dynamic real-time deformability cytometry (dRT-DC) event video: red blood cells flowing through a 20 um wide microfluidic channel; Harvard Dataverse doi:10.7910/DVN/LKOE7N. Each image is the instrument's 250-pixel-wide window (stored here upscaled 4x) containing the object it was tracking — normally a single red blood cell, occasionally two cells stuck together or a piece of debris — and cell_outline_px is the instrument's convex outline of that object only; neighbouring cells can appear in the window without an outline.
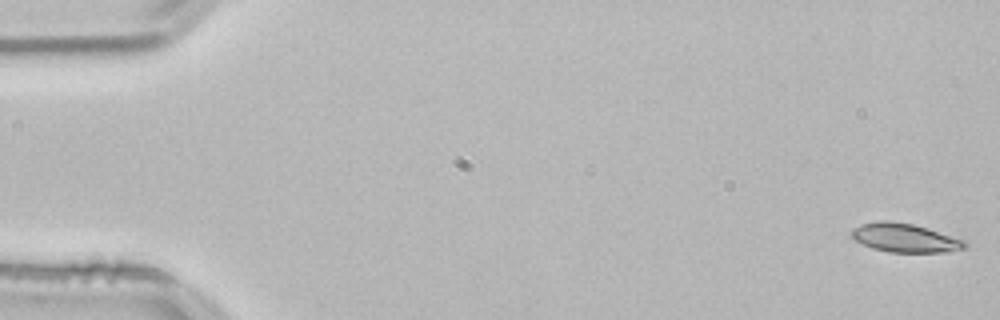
{"species": "common noctule bat (a hibernating species)", "species_latin": "Nyctalus noctula", "temperature_condition": "room temperature", "stored_images_in_passage": 53, "camera_frame_rate_fps": 3000, "um_per_image_px": 0.085, "animal": {"sex": "male", "body_mass_g": 21.5, "forearm_length_mm": 52.0}, "frame": {"image": 1, "passage_image": 1, "time_ms": 0.0, "image_size_px": [1000, 320], "cell_outline_px": [[968, 248], [944, 252], [888, 252], [872, 248], [856, 240], [852, 236], [852, 228], [860, 224], [880, 220], [888, 220], [912, 224], [928, 228], [968, 240]], "centroid_in_image_um": [76.98, 20.21], "position_along_channel_um": 8.0, "area_um2": 19.19}}
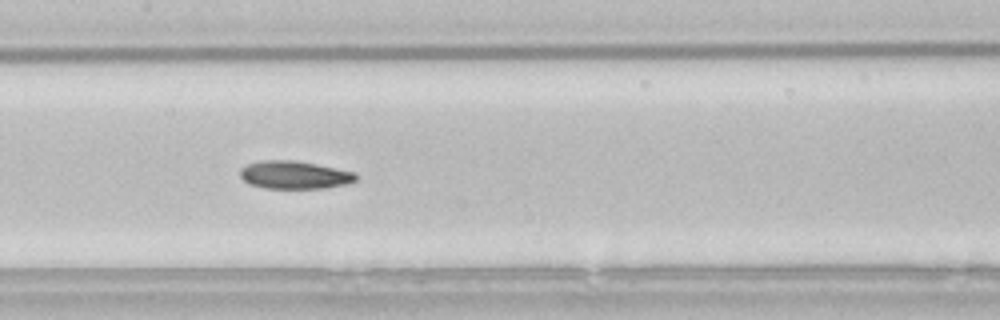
{"frame": {"image": 2, "passage_image": 26, "time_ms": 8.333, "image_size_px": [1000, 320], "cell_outline_px": [[356, 180], [348, 184], [324, 188], [264, 188], [248, 184], [240, 176], [240, 168], [248, 164], [260, 160], [296, 160], [356, 172]], "centroid_in_image_um": [25.02, 14.86], "position_along_channel_um": 182.4, "area_um2": 18.96}}
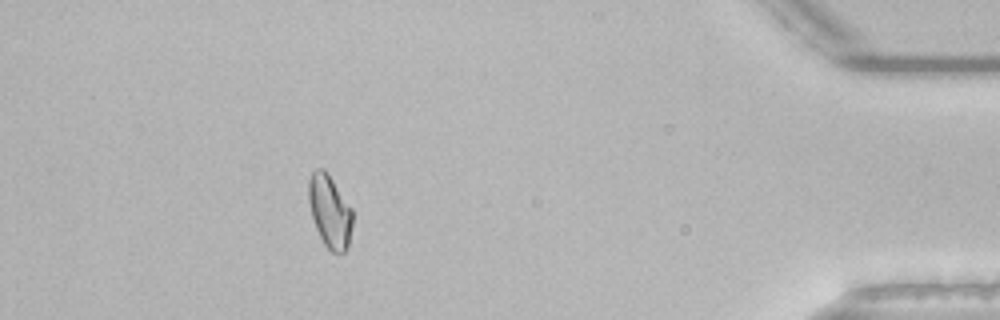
{"frame": {"image": 3, "passage_image": 48, "time_ms": 15.667, "image_size_px": [1000, 320], "cell_outline_px": [[352, 224], [348, 248], [340, 256], [332, 252], [324, 244], [316, 228], [312, 216], [308, 200], [308, 180], [312, 172], [316, 168], [324, 168], [352, 208]], "centroid_in_image_um": [28.03, 17.98], "position_along_channel_um": 407.2, "area_um2": 18.73}, "authors_computed_cell_mechanics": {"area_um2": 18.9006, "velocity_mm_per_s": 3.8078, "shape_relaxation_time_tau1_ms": 9.016, "shape_relaxation_time_tau2_ms": 4.7649, "deformation_change_tau1": 0.172, "deformation_change_tau2": 0.1061}}